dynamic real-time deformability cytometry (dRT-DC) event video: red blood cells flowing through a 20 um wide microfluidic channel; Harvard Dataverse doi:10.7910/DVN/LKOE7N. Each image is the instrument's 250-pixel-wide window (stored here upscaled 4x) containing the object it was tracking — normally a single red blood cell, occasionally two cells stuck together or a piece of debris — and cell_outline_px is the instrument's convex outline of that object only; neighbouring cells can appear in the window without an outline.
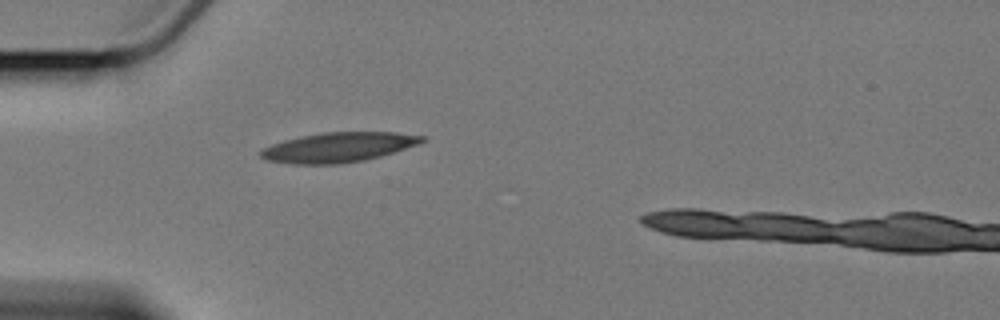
{"species": "Egyptian fruit bat (a non-hibernating species)", "species_latin": "Rousettus aegyptiacus", "temperature_condition": "cold", "stored_images_in_passage": 1, "camera_frame_rate_fps": 3000, "um_per_image_px": 0.085, "animal": {"sex": "female"}, "frame": {"image": 1, "passage_image": 1, "time_ms": 0.0, "image_size_px": [1000, 320], "cell_outline_px": [[424, 140], [416, 144], [380, 156], [364, 160], [340, 164], [292, 164], [268, 160], [260, 156], [260, 152], [264, 148], [272, 144], [284, 140], [300, 136], [324, 132], [396, 132], [424, 136]], "centroid_in_image_um": [28.72, 12.52], "position_along_channel_um": 56.3, "area_um2": 27.63}}